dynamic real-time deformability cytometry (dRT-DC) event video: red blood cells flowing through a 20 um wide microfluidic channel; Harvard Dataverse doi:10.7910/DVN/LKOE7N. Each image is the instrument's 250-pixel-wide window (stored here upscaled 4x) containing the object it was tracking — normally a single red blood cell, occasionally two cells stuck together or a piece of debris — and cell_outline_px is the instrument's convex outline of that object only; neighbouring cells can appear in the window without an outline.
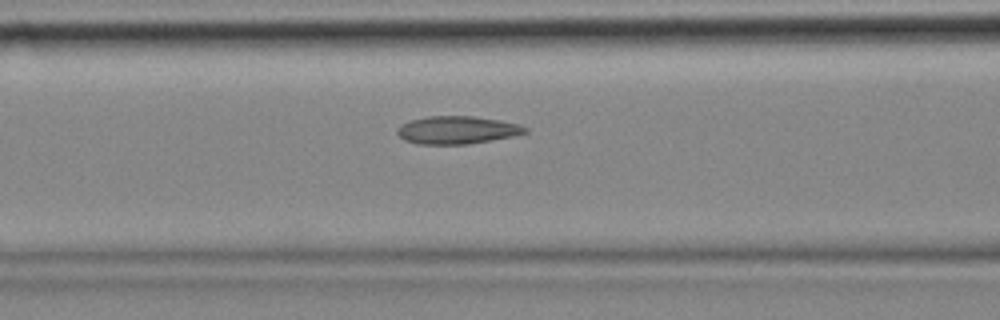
{"species": "common noctule bat (a hibernating species)", "species_latin": "Nyctalus noctula", "temperature_condition": "cold", "stored_images_in_passage": 17, "camera_frame_rate_fps": 3000, "um_per_image_px": 0.085, "animal": {"sex": "female", "body_mass_g": 18.4}, "frame": {"image": 1, "passage_image": 15, "time_ms": 4.667, "image_size_px": [1000, 320], "cell_outline_px": [[528, 132], [512, 136], [468, 144], [416, 144], [404, 140], [396, 132], [400, 124], [412, 120], [428, 116], [472, 116], [500, 120], [520, 124], [528, 128]], "centroid_in_image_um": [38.85, 11.05], "position_along_channel_um": 127.8, "area_um2": 20.69}}